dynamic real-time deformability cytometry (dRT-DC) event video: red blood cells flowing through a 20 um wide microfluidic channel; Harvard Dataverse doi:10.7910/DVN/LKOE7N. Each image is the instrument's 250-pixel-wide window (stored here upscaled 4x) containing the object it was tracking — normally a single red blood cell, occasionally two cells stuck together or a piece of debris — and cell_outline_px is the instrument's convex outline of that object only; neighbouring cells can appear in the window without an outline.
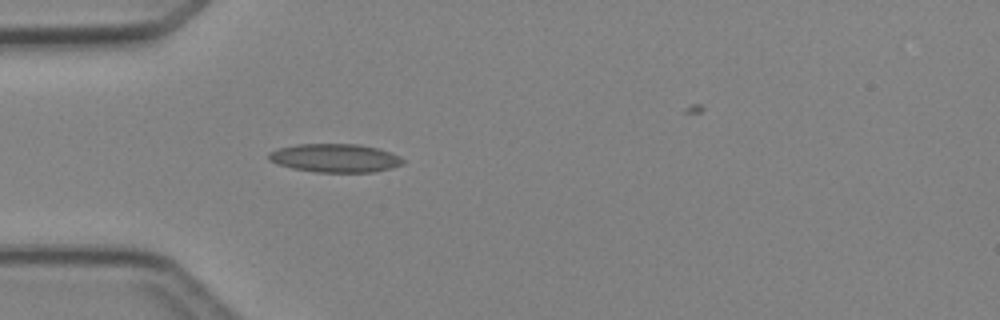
{"species": "Egyptian fruit bat (a non-hibernating species)", "species_latin": "Rousettus aegyptiacus", "temperature_condition": "cold", "stored_images_in_passage": 1, "camera_frame_rate_fps": 3000, "um_per_image_px": 0.085, "animal": {"sex": "female"}, "frame": {"image": 1, "passage_image": 1, "time_ms": 0.0, "image_size_px": [1000, 320], "cell_outline_px": [[404, 164], [392, 168], [372, 172], [316, 172], [292, 168], [268, 160], [268, 152], [276, 148], [296, 144], [356, 144], [376, 148], [400, 156], [404, 160]], "centroid_in_image_um": [28.46, 13.43], "position_along_channel_um": 56.5, "area_um2": 22.25}}